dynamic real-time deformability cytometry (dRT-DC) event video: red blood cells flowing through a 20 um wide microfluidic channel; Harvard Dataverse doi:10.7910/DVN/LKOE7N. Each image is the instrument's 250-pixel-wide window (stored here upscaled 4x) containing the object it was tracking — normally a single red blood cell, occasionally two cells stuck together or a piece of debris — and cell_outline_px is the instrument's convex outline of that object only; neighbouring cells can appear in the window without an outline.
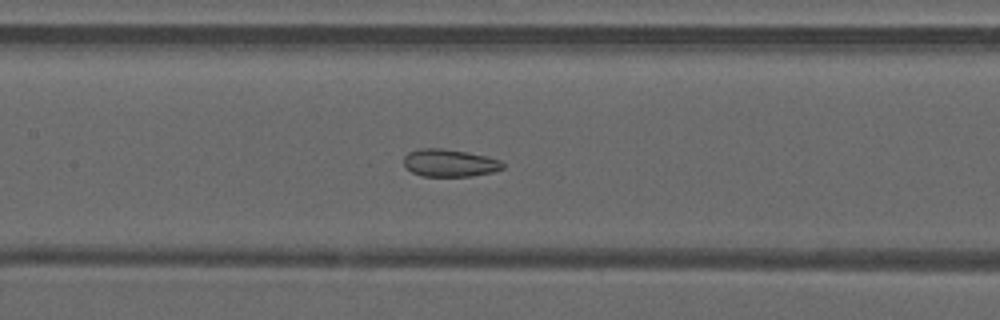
{"species": "common noctule bat (a hibernating species)", "species_latin": "Nyctalus noctula", "temperature_condition": "warm", "stored_images_in_passage": 40, "camera_frame_rate_fps": 3000, "um_per_image_px": 0.085, "animal": {"sex": "male", "forearm_length_mm": 52.5}, "frame": {"image": 1, "passage_image": 18, "time_ms": 5.667, "image_size_px": [1000, 320], "cell_outline_px": [[504, 168], [492, 172], [472, 176], [424, 176], [412, 172], [404, 164], [404, 156], [408, 152], [420, 148], [440, 148], [468, 152], [488, 156], [500, 160], [504, 164]], "centroid_in_image_um": [38.23, 13.84], "position_along_channel_um": 169.2, "area_um2": 15.9}}
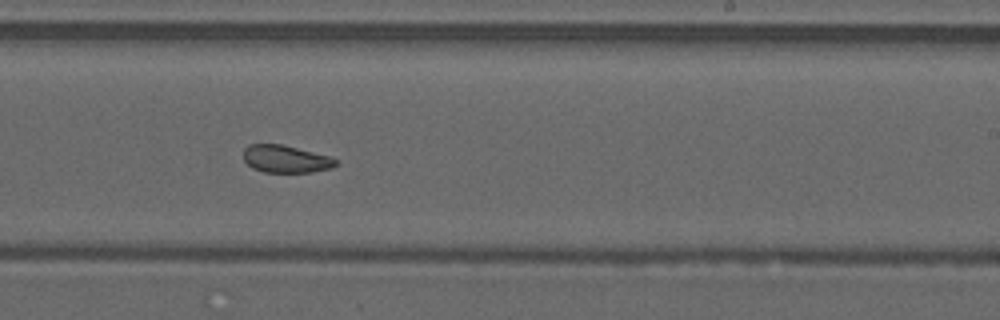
{"frame": {"image": 2, "passage_image": 25, "time_ms": 8.0, "image_size_px": [1000, 320], "cell_outline_px": [[340, 164], [332, 168], [312, 172], [264, 172], [252, 168], [244, 160], [244, 148], [248, 144], [280, 144], [328, 156], [336, 160]], "centroid_in_image_um": [24.28, 13.52], "position_along_channel_um": 264.7, "area_um2": 14.68}}
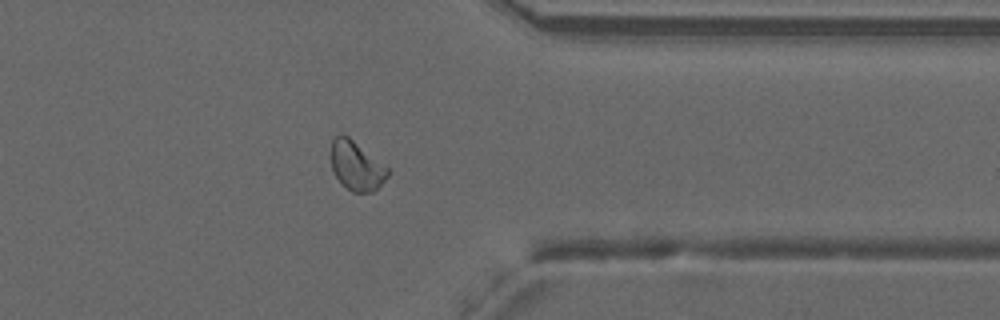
{"frame": {"image": 3, "passage_image": 34, "time_ms": 11.0, "image_size_px": [1000, 320], "cell_outline_px": [[388, 176], [372, 192], [352, 192], [332, 172], [332, 140], [340, 132], [348, 136], [388, 168]], "centroid_in_image_um": [30.28, 14.07], "position_along_channel_um": 381.1, "area_um2": 15.78}, "authors_computed_cell_mechanics": {"area_um2": 15.895, "velocity_mm_per_s": 4.1181, "shape_relaxation_time_tau1_ms": null, "shape_relaxation_time_tau2_ms": 1.6443, "deformation_change_tau1": null, "deformation_change_tau2": 0.0742}}